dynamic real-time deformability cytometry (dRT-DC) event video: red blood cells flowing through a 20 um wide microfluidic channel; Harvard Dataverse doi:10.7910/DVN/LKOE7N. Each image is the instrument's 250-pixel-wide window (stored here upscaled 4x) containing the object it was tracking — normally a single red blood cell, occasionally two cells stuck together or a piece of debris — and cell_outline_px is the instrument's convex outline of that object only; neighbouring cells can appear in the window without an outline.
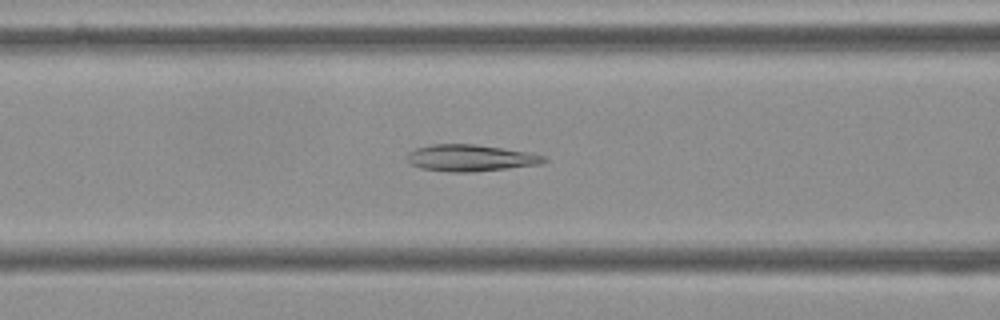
{"species": "Egyptian fruit bat (a non-hibernating species)", "species_latin": "Rousettus aegyptiacus", "temperature_condition": "cold", "stored_images_in_passage": 55, "camera_frame_rate_fps": 3000, "um_per_image_px": 0.085, "frame": {"image": 1, "passage_image": 22, "time_ms": 7.0, "image_size_px": [1000, 320], "cell_outline_px": [[548, 160], [544, 164], [472, 172], [448, 172], [420, 168], [404, 160], [404, 156], [408, 152], [416, 148], [432, 144], [476, 144], [528, 152], [544, 156]], "centroid_in_image_um": [39.96, 13.43], "position_along_channel_um": 126.6, "area_um2": 21.5}}
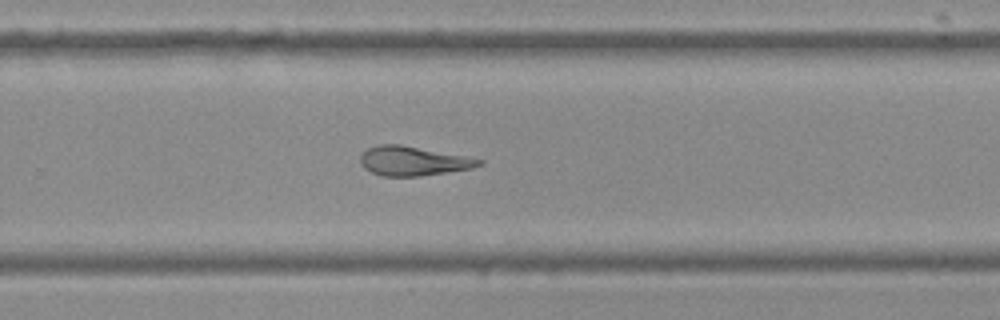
{"frame": {"image": 2, "passage_image": 36, "time_ms": 11.667, "image_size_px": [1000, 320], "cell_outline_px": [[484, 164], [472, 168], [420, 176], [380, 176], [364, 168], [360, 164], [360, 156], [368, 148], [380, 144], [400, 144], [484, 160]], "centroid_in_image_um": [35.08, 13.69], "position_along_channel_um": 294.7, "area_um2": 20.06}}
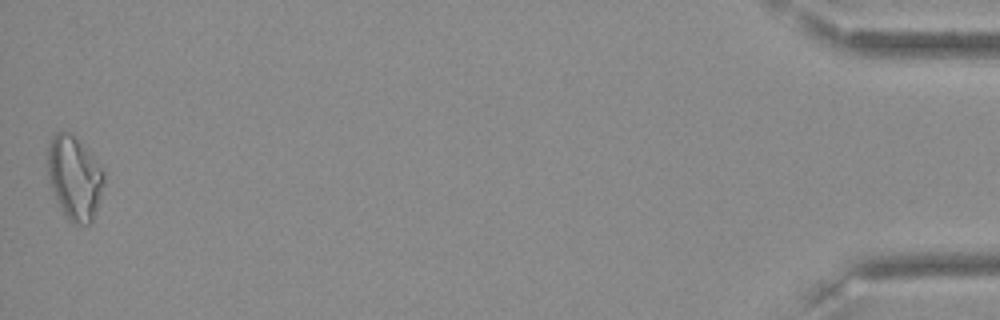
{"frame": {"image": 3, "passage_image": 55, "time_ms": 18.0, "image_size_px": [1000, 320], "cell_outline_px": [[104, 184], [100, 200], [92, 224], [76, 224], [68, 220], [60, 208], [48, 180], [48, 144], [52, 136], [56, 132], [68, 132], [92, 156], [104, 172]], "centroid_in_image_um": [6.33, 15.17], "position_along_channel_um": 428.9, "area_um2": 27.17}, "authors_computed_cell_mechanics": {"area_um2": 22.253, "velocity_mm_per_s": 3.603, "shape_relaxation_time_tau1_ms": null, "shape_relaxation_time_tau2_ms": 2.7391, "deformation_change_tau1": null, "deformation_change_tau2": 0.1111}}